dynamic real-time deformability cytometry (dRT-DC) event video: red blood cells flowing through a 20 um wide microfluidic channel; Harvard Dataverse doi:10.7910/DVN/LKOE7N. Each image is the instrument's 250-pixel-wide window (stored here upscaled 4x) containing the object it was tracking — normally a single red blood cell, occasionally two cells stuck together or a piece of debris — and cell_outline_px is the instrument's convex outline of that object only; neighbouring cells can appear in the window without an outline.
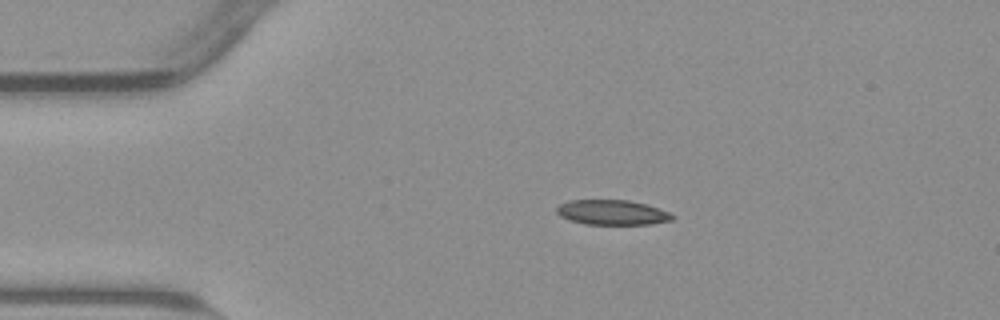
{"species": "common noctule bat (a hibernating species)", "species_latin": "Nyctalus noctula", "temperature_condition": "warm", "stored_images_in_passage": 44, "camera_frame_rate_fps": 3000, "um_per_image_px": 0.085, "animal": {"sex": "male", "body_mass_g": 23.1, "forearm_length_mm": 52.7}, "frame": {"image": 1, "passage_image": 1, "time_ms": 0.0, "image_size_px": [1000, 320], "cell_outline_px": [[672, 220], [652, 224], [584, 224], [560, 216], [556, 212], [556, 208], [560, 204], [568, 200], [628, 200], [644, 204], [668, 212], [672, 216]], "centroid_in_image_um": [51.98, 18.05], "position_along_channel_um": 33.0, "area_um2": 16.53}}
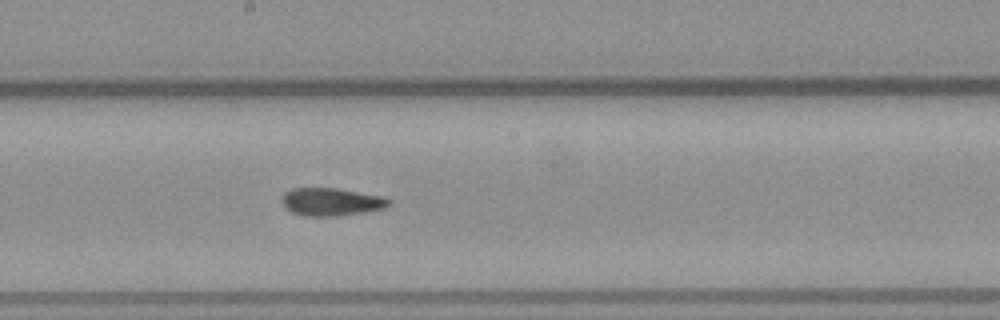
{"frame": {"image": 2, "passage_image": 19, "time_ms": 6.0, "image_size_px": [1000, 320], "cell_outline_px": [[392, 204], [384, 208], [364, 212], [336, 216], [304, 216], [292, 212], [280, 200], [280, 196], [284, 192], [292, 188], [340, 188], [384, 196], [392, 200]], "centroid_in_image_um": [28.18, 17.14], "position_along_channel_um": 220.0, "area_um2": 17.63}}
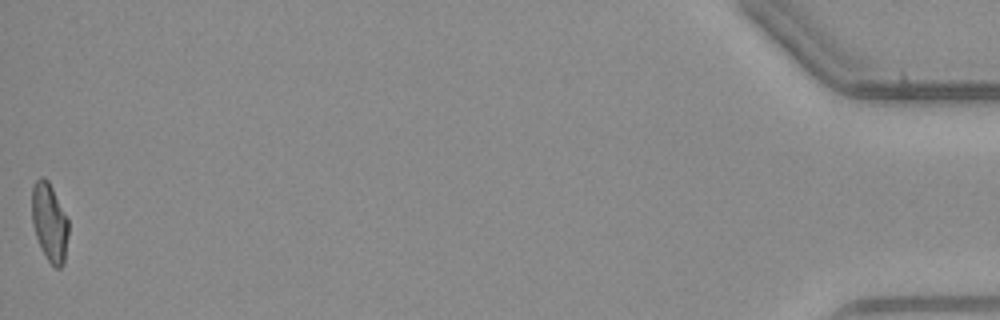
{"frame": {"image": 3, "passage_image": 44, "time_ms": 14.333, "image_size_px": [1000, 320], "cell_outline_px": [[68, 236], [64, 264], [60, 268], [56, 268], [48, 260], [36, 236], [32, 224], [32, 184], [40, 176], [44, 176], [48, 180], [68, 220]], "centroid_in_image_um": [4.2, 18.87], "position_along_channel_um": 431.0, "area_um2": 16.53}, "authors_computed_cell_mechanics": {"area_um2": 17.5423, "velocity_mm_per_s": 3.8256, "shape_relaxation_time_tau1_ms": null, "shape_relaxation_time_tau2_ms": 4.5491, "deformation_change_tau1": null, "deformation_change_tau2": 0.102}}